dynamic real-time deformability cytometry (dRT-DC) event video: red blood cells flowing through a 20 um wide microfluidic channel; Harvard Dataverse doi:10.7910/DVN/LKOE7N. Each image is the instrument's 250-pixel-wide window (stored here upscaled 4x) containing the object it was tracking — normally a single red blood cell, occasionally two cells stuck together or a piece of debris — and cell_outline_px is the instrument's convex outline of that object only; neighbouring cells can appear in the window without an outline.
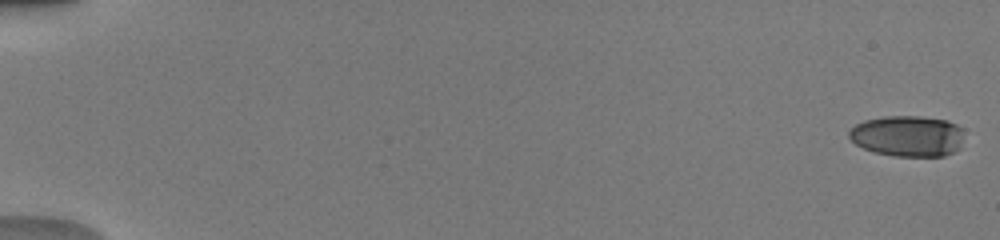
{"species": "human", "species_latin": "Homo sapiens", "temperature_condition": "warm", "stored_images_in_passage": 52, "camera_frame_rate_fps": 3000, "um_per_image_px": 0.085, "donor": {"sex": "male"}, "frame": {"image": 1, "passage_image": 1, "time_ms": 0.0, "image_size_px": [1000, 240], "cell_outline_px": [[964, 128], [960, 148], [944, 156], [896, 156], [876, 152], [864, 148], [856, 144], [848, 136], [848, 132], [856, 124], [864, 120], [884, 116], [920, 116], [948, 120]], "centroid_in_image_um": [77.18, 11.55], "position_along_channel_um": 7.8, "area_um2": 27.57}}
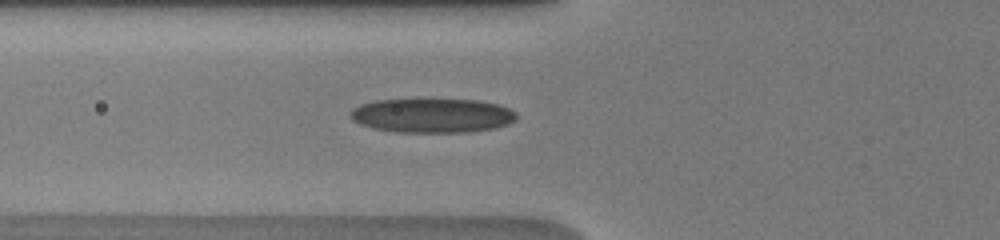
{"frame": {"image": 2, "passage_image": 21, "time_ms": 6.667, "image_size_px": [1000, 240], "cell_outline_px": [[516, 120], [508, 124], [492, 128], [468, 132], [400, 132], [372, 128], [360, 124], [352, 120], [348, 116], [348, 112], [352, 108], [360, 104], [376, 100], [480, 100], [500, 104], [516, 112]], "centroid_in_image_um": [36.71, 9.82], "position_along_channel_um": 89.1, "area_um2": 33.23}}
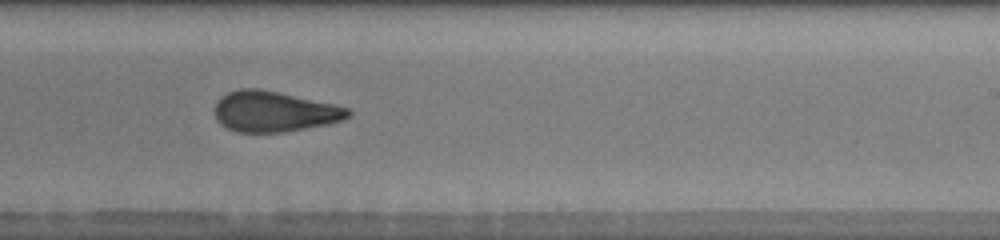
{"frame": {"image": 3, "passage_image": 34, "time_ms": 11.0, "image_size_px": [1000, 240], "cell_outline_px": [[352, 112], [344, 120], [328, 124], [280, 132], [236, 132], [220, 124], [216, 120], [216, 100], [220, 96], [228, 92], [240, 88], [260, 88], [280, 92], [336, 104], [348, 108]], "centroid_in_image_um": [23.3, 9.46], "position_along_channel_um": 265.7, "area_um2": 31.67}, "authors_computed_cell_mechanics": {"area_um2": 30.923, "velocity_mm_per_s": 4.0622, "shape_relaxation_time_tau1_ms": 8.8744, "shape_relaxation_time_tau2_ms": 1.292, "deformation_change_tau1": 0.2691, "deformation_change_tau2": 0.0905}}